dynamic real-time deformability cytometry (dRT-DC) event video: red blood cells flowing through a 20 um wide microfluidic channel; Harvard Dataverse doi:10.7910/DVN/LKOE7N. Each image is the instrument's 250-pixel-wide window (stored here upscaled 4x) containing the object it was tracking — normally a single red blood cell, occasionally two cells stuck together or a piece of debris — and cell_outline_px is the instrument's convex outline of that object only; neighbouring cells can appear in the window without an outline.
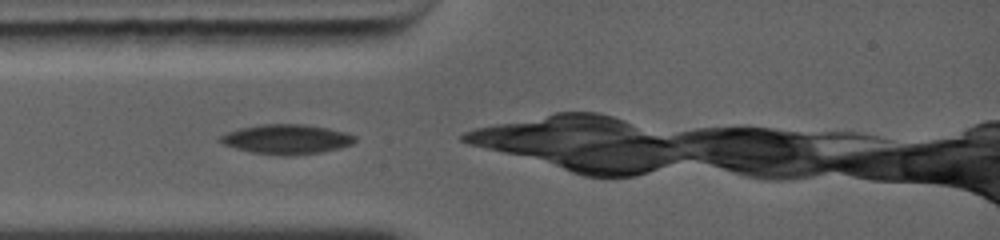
{"species": "common noctule bat (a hibernating species)", "species_latin": "Nyctalus noctula", "temperature_condition": "warm", "stored_images_in_passage": 7, "camera_frame_rate_fps": 5000, "um_per_image_px": 0.085, "animal": {"sex": "female", "body_mass_g": 19.0, "forearm_length_mm": 56.7}, "frame": {"image": 1, "passage_image": 1, "time_ms": 0.0, "image_size_px": [1000, 240], "cell_outline_px": [[356, 140], [352, 144], [320, 152], [252, 152], [236, 148], [224, 144], [220, 140], [220, 136], [244, 128], [268, 124], [300, 124], [328, 128], [344, 132], [356, 136]], "centroid_in_image_um": [24.42, 11.79], "position_along_channel_um": 60.6, "area_um2": 21.56}}
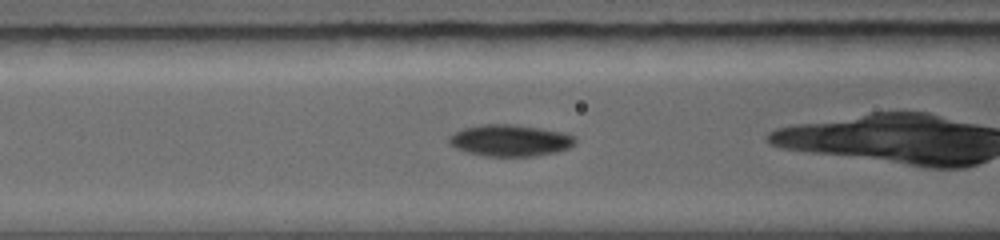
{"frame": {"image": 2, "passage_image": 4, "time_ms": 1.4, "image_size_px": [1000, 240], "cell_outline_px": [[576, 140], [568, 148], [556, 152], [532, 156], [484, 156], [468, 152], [456, 148], [448, 140], [456, 132], [468, 128], [488, 124], [504, 124], [560, 132], [572, 136]], "centroid_in_image_um": [43.35, 11.96], "position_along_channel_um": 123.2, "area_um2": 22.2}}
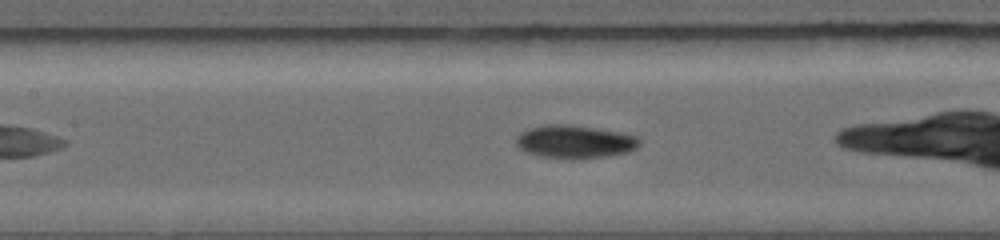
{"frame": {"image": 3, "passage_image": 6, "time_ms": 2.2, "image_size_px": [1000, 240], "cell_outline_px": [[640, 144], [636, 148], [628, 152], [580, 160], [572, 160], [540, 156], [524, 152], [516, 144], [516, 140], [524, 132], [532, 128], [548, 124], [564, 124], [612, 132], [632, 136]], "centroid_in_image_um": [48.79, 12.1], "position_along_channel_um": 158.6, "area_um2": 23.0}}